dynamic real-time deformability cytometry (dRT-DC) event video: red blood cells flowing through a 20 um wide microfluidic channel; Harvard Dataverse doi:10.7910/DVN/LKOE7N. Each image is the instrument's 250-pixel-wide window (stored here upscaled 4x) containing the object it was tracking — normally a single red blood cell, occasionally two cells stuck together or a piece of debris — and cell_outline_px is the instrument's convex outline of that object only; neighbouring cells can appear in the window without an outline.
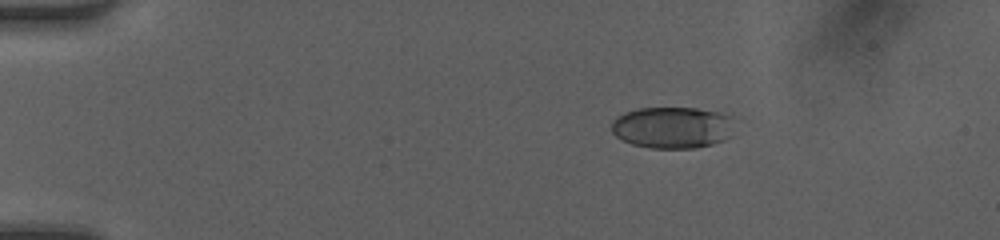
{"species": "human", "species_latin": "Homo sapiens", "temperature_condition": "room temperature", "stored_images_in_passage": 41, "camera_frame_rate_fps": 3000, "um_per_image_px": 0.085, "donor": {"sex": "female"}, "frame": {"image": 1, "passage_image": 1, "time_ms": 0.0, "image_size_px": [1000, 240], "cell_outline_px": [[732, 116], [724, 140], [712, 144], [696, 148], [648, 148], [632, 144], [616, 136], [612, 132], [612, 120], [624, 112], [636, 108], [696, 108], [716, 112]], "centroid_in_image_um": [57.05, 10.83], "position_along_channel_um": 27.9, "area_um2": 29.36}}
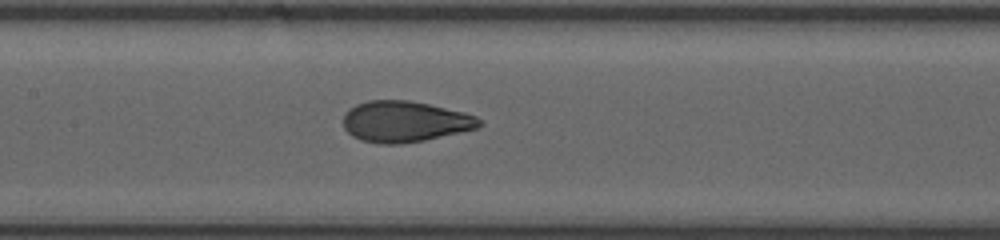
{"frame": {"image": 2, "passage_image": 17, "time_ms": 5.333, "image_size_px": [1000, 240], "cell_outline_px": [[484, 124], [476, 128], [460, 132], [424, 140], [400, 144], [380, 144], [360, 140], [352, 136], [344, 128], [344, 112], [348, 108], [356, 104], [368, 100], [408, 100], [428, 104], [464, 112], [476, 116], [484, 120]], "centroid_in_image_um": [34.4, 10.33], "position_along_channel_um": 173.0, "area_um2": 32.66}}
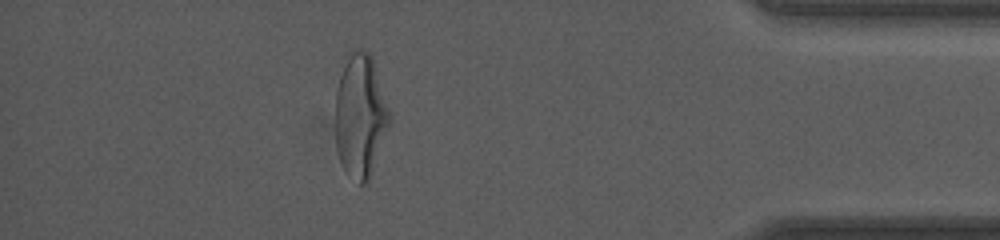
{"frame": {"image": 3, "passage_image": 36, "time_ms": 11.667, "image_size_px": [1000, 240], "cell_outline_px": [[392, 116], [368, 184], [360, 184], [344, 168], [340, 160], [336, 148], [336, 92], [344, 56], [348, 48], [360, 48], [368, 52], [372, 56]], "centroid_in_image_um": [30.63, 9.75], "position_along_channel_um": 404.6, "area_um2": 39.36}, "authors_computed_cell_mechanics": {"area_um2": 32.657, "velocity_mm_per_s": 4.2442, "shape_relaxation_time_tau1_ms": 3.2746, "shape_relaxation_time_tau2_ms": 0.6761, "deformation_change_tau1": 0.172, "deformation_change_tau2": 0.0546}}